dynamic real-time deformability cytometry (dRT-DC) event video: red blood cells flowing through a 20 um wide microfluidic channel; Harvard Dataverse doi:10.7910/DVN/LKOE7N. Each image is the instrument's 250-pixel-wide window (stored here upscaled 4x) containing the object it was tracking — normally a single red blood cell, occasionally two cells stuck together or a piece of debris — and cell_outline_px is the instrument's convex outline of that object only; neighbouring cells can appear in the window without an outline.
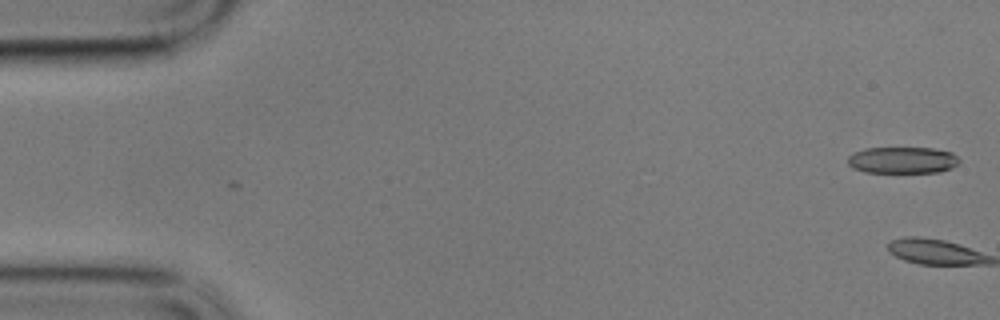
{"species": "common noctule bat (a hibernating species)", "species_latin": "Nyctalus noctula", "temperature_condition": "cold", "stored_images_in_passage": 3, "camera_frame_rate_fps": 3000, "um_per_image_px": 0.085, "animal": {"sex": "male", "body_mass_g": 17.9}, "frame": {"image": 1, "passage_image": 3, "time_ms": 0.667, "image_size_px": [1000, 320], "cell_outline_px": [[960, 160], [952, 168], [940, 172], [864, 172], [852, 168], [848, 164], [848, 156], [864, 148], [932, 148], [952, 152]], "centroid_in_image_um": [76.71, 13.61], "position_along_channel_um": 8.3, "area_um2": 17.22}}